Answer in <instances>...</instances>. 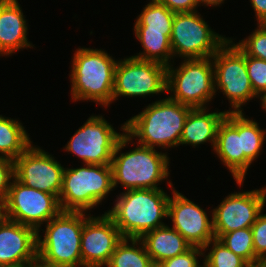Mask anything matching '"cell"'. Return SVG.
Here are the masks:
<instances>
[{
    "label": "cell",
    "instance_id": "7c38bea8",
    "mask_svg": "<svg viewBox=\"0 0 266 267\" xmlns=\"http://www.w3.org/2000/svg\"><path fill=\"white\" fill-rule=\"evenodd\" d=\"M167 66L133 56L117 62L114 72L113 102L119 96L145 97L166 92Z\"/></svg>",
    "mask_w": 266,
    "mask_h": 267
},
{
    "label": "cell",
    "instance_id": "836d02e7",
    "mask_svg": "<svg viewBox=\"0 0 266 267\" xmlns=\"http://www.w3.org/2000/svg\"><path fill=\"white\" fill-rule=\"evenodd\" d=\"M174 13L193 12L199 7L198 0H157ZM198 6V7H197Z\"/></svg>",
    "mask_w": 266,
    "mask_h": 267
},
{
    "label": "cell",
    "instance_id": "7bdbcfd3",
    "mask_svg": "<svg viewBox=\"0 0 266 267\" xmlns=\"http://www.w3.org/2000/svg\"><path fill=\"white\" fill-rule=\"evenodd\" d=\"M4 217L3 204L0 202V221Z\"/></svg>",
    "mask_w": 266,
    "mask_h": 267
},
{
    "label": "cell",
    "instance_id": "6da1fadb",
    "mask_svg": "<svg viewBox=\"0 0 266 267\" xmlns=\"http://www.w3.org/2000/svg\"><path fill=\"white\" fill-rule=\"evenodd\" d=\"M192 107L171 98L149 104L142 112L125 122V133L138 144L155 149L180 146L184 123Z\"/></svg>",
    "mask_w": 266,
    "mask_h": 267
},
{
    "label": "cell",
    "instance_id": "9c48e42d",
    "mask_svg": "<svg viewBox=\"0 0 266 267\" xmlns=\"http://www.w3.org/2000/svg\"><path fill=\"white\" fill-rule=\"evenodd\" d=\"M197 11L175 13L170 37L174 56L185 60L212 57L229 39L214 32Z\"/></svg>",
    "mask_w": 266,
    "mask_h": 267
},
{
    "label": "cell",
    "instance_id": "d6a6232c",
    "mask_svg": "<svg viewBox=\"0 0 266 267\" xmlns=\"http://www.w3.org/2000/svg\"><path fill=\"white\" fill-rule=\"evenodd\" d=\"M15 178V164L14 161L7 158L0 157V202L3 204L12 181Z\"/></svg>",
    "mask_w": 266,
    "mask_h": 267
},
{
    "label": "cell",
    "instance_id": "f546056e",
    "mask_svg": "<svg viewBox=\"0 0 266 267\" xmlns=\"http://www.w3.org/2000/svg\"><path fill=\"white\" fill-rule=\"evenodd\" d=\"M237 45L248 55L266 61V31L259 26L246 39H242Z\"/></svg>",
    "mask_w": 266,
    "mask_h": 267
},
{
    "label": "cell",
    "instance_id": "3957f363",
    "mask_svg": "<svg viewBox=\"0 0 266 267\" xmlns=\"http://www.w3.org/2000/svg\"><path fill=\"white\" fill-rule=\"evenodd\" d=\"M130 141L132 139L125 133L115 147L111 161L113 188L120 184L126 190L160 189L157 183L170 174L169 157L140 144L126 153L120 152Z\"/></svg>",
    "mask_w": 266,
    "mask_h": 267
},
{
    "label": "cell",
    "instance_id": "4dcf8cb0",
    "mask_svg": "<svg viewBox=\"0 0 266 267\" xmlns=\"http://www.w3.org/2000/svg\"><path fill=\"white\" fill-rule=\"evenodd\" d=\"M203 248L192 246L186 252L175 256L173 258L167 259L156 267H202L199 265L197 256L200 257L204 255Z\"/></svg>",
    "mask_w": 266,
    "mask_h": 267
},
{
    "label": "cell",
    "instance_id": "ab89813d",
    "mask_svg": "<svg viewBox=\"0 0 266 267\" xmlns=\"http://www.w3.org/2000/svg\"><path fill=\"white\" fill-rule=\"evenodd\" d=\"M14 2H17V0H0V6L8 5Z\"/></svg>",
    "mask_w": 266,
    "mask_h": 267
},
{
    "label": "cell",
    "instance_id": "5bb4252c",
    "mask_svg": "<svg viewBox=\"0 0 266 267\" xmlns=\"http://www.w3.org/2000/svg\"><path fill=\"white\" fill-rule=\"evenodd\" d=\"M14 164L18 181L59 198L65 168L52 155L31 144Z\"/></svg>",
    "mask_w": 266,
    "mask_h": 267
},
{
    "label": "cell",
    "instance_id": "83f0119b",
    "mask_svg": "<svg viewBox=\"0 0 266 267\" xmlns=\"http://www.w3.org/2000/svg\"><path fill=\"white\" fill-rule=\"evenodd\" d=\"M213 246L207 255H203V265L206 267H247L249 264L234 252L229 250L222 242L217 238L212 239L203 250H206L209 246Z\"/></svg>",
    "mask_w": 266,
    "mask_h": 267
},
{
    "label": "cell",
    "instance_id": "5b68a950",
    "mask_svg": "<svg viewBox=\"0 0 266 267\" xmlns=\"http://www.w3.org/2000/svg\"><path fill=\"white\" fill-rule=\"evenodd\" d=\"M66 168L59 202L62 211L85 212L102 202L113 191L111 164Z\"/></svg>",
    "mask_w": 266,
    "mask_h": 267
},
{
    "label": "cell",
    "instance_id": "4fadbf2b",
    "mask_svg": "<svg viewBox=\"0 0 266 267\" xmlns=\"http://www.w3.org/2000/svg\"><path fill=\"white\" fill-rule=\"evenodd\" d=\"M266 203V187L226 196L212 211L213 233L225 234L253 225Z\"/></svg>",
    "mask_w": 266,
    "mask_h": 267
},
{
    "label": "cell",
    "instance_id": "d590c367",
    "mask_svg": "<svg viewBox=\"0 0 266 267\" xmlns=\"http://www.w3.org/2000/svg\"><path fill=\"white\" fill-rule=\"evenodd\" d=\"M28 267H61L57 266L55 264L46 262L44 259H42L40 256H36L31 261L28 262Z\"/></svg>",
    "mask_w": 266,
    "mask_h": 267
},
{
    "label": "cell",
    "instance_id": "8992f818",
    "mask_svg": "<svg viewBox=\"0 0 266 267\" xmlns=\"http://www.w3.org/2000/svg\"><path fill=\"white\" fill-rule=\"evenodd\" d=\"M84 212L62 211L46 223L43 239L38 234V256L61 267H82L81 236Z\"/></svg>",
    "mask_w": 266,
    "mask_h": 267
},
{
    "label": "cell",
    "instance_id": "f1b7e54d",
    "mask_svg": "<svg viewBox=\"0 0 266 267\" xmlns=\"http://www.w3.org/2000/svg\"><path fill=\"white\" fill-rule=\"evenodd\" d=\"M246 68L255 95L262 97L266 93V61L246 54Z\"/></svg>",
    "mask_w": 266,
    "mask_h": 267
},
{
    "label": "cell",
    "instance_id": "484cf974",
    "mask_svg": "<svg viewBox=\"0 0 266 267\" xmlns=\"http://www.w3.org/2000/svg\"><path fill=\"white\" fill-rule=\"evenodd\" d=\"M239 112V135H242V150L244 151V178L251 163L259 156L265 139V131L253 119L245 118Z\"/></svg>",
    "mask_w": 266,
    "mask_h": 267
},
{
    "label": "cell",
    "instance_id": "44dd1931",
    "mask_svg": "<svg viewBox=\"0 0 266 267\" xmlns=\"http://www.w3.org/2000/svg\"><path fill=\"white\" fill-rule=\"evenodd\" d=\"M140 240L143 242L146 252L151 257L155 267L192 247L177 230L170 228L168 225L147 232Z\"/></svg>",
    "mask_w": 266,
    "mask_h": 267
},
{
    "label": "cell",
    "instance_id": "2e32d148",
    "mask_svg": "<svg viewBox=\"0 0 266 267\" xmlns=\"http://www.w3.org/2000/svg\"><path fill=\"white\" fill-rule=\"evenodd\" d=\"M173 196L168 201V215L173 227L177 230L192 246L204 248L212 239L213 221L203 208L190 201L175 188H171Z\"/></svg>",
    "mask_w": 266,
    "mask_h": 267
},
{
    "label": "cell",
    "instance_id": "ba28073f",
    "mask_svg": "<svg viewBox=\"0 0 266 267\" xmlns=\"http://www.w3.org/2000/svg\"><path fill=\"white\" fill-rule=\"evenodd\" d=\"M215 92L222 90L233 110L242 112L241 106L255 95L246 68V53L232 39H228L212 56ZM217 88V89H216Z\"/></svg>",
    "mask_w": 266,
    "mask_h": 267
},
{
    "label": "cell",
    "instance_id": "ffe728a7",
    "mask_svg": "<svg viewBox=\"0 0 266 267\" xmlns=\"http://www.w3.org/2000/svg\"><path fill=\"white\" fill-rule=\"evenodd\" d=\"M207 108H192L185 120L180 144H188L194 147L204 142L212 143L213 149L216 144L217 129L224 119L227 111L209 112Z\"/></svg>",
    "mask_w": 266,
    "mask_h": 267
},
{
    "label": "cell",
    "instance_id": "7402d4cb",
    "mask_svg": "<svg viewBox=\"0 0 266 267\" xmlns=\"http://www.w3.org/2000/svg\"><path fill=\"white\" fill-rule=\"evenodd\" d=\"M19 120L0 115V157L15 160L30 145L29 135Z\"/></svg>",
    "mask_w": 266,
    "mask_h": 267
},
{
    "label": "cell",
    "instance_id": "cb8c5ba5",
    "mask_svg": "<svg viewBox=\"0 0 266 267\" xmlns=\"http://www.w3.org/2000/svg\"><path fill=\"white\" fill-rule=\"evenodd\" d=\"M128 242H131V244L129 245ZM106 266L155 267L151 260V257L146 252L143 242L140 239L135 238H123L115 248Z\"/></svg>",
    "mask_w": 266,
    "mask_h": 267
},
{
    "label": "cell",
    "instance_id": "8d00e7d4",
    "mask_svg": "<svg viewBox=\"0 0 266 267\" xmlns=\"http://www.w3.org/2000/svg\"><path fill=\"white\" fill-rule=\"evenodd\" d=\"M206 4L205 6H218L221 3H224V0H198V5L199 4Z\"/></svg>",
    "mask_w": 266,
    "mask_h": 267
},
{
    "label": "cell",
    "instance_id": "603a6c76",
    "mask_svg": "<svg viewBox=\"0 0 266 267\" xmlns=\"http://www.w3.org/2000/svg\"><path fill=\"white\" fill-rule=\"evenodd\" d=\"M144 50L133 57L169 66L173 59L170 37L172 32H134ZM172 57V58H171ZM170 59V60H169Z\"/></svg>",
    "mask_w": 266,
    "mask_h": 267
},
{
    "label": "cell",
    "instance_id": "277c9868",
    "mask_svg": "<svg viewBox=\"0 0 266 267\" xmlns=\"http://www.w3.org/2000/svg\"><path fill=\"white\" fill-rule=\"evenodd\" d=\"M117 62L102 49H76L70 74L72 100H92L108 107L113 101Z\"/></svg>",
    "mask_w": 266,
    "mask_h": 267
},
{
    "label": "cell",
    "instance_id": "9a60e30c",
    "mask_svg": "<svg viewBox=\"0 0 266 267\" xmlns=\"http://www.w3.org/2000/svg\"><path fill=\"white\" fill-rule=\"evenodd\" d=\"M123 235L113 219L105 212L102 216H86L81 236L82 267H103L110 260Z\"/></svg>",
    "mask_w": 266,
    "mask_h": 267
},
{
    "label": "cell",
    "instance_id": "52a82bcc",
    "mask_svg": "<svg viewBox=\"0 0 266 267\" xmlns=\"http://www.w3.org/2000/svg\"><path fill=\"white\" fill-rule=\"evenodd\" d=\"M167 66L166 92L174 101L192 108H207L216 95L212 57L182 61L176 69Z\"/></svg>",
    "mask_w": 266,
    "mask_h": 267
},
{
    "label": "cell",
    "instance_id": "74e56055",
    "mask_svg": "<svg viewBox=\"0 0 266 267\" xmlns=\"http://www.w3.org/2000/svg\"><path fill=\"white\" fill-rule=\"evenodd\" d=\"M251 265L253 267H266V258H258Z\"/></svg>",
    "mask_w": 266,
    "mask_h": 267
},
{
    "label": "cell",
    "instance_id": "1f68e13d",
    "mask_svg": "<svg viewBox=\"0 0 266 267\" xmlns=\"http://www.w3.org/2000/svg\"><path fill=\"white\" fill-rule=\"evenodd\" d=\"M255 261L258 258H266V214H259L251 226Z\"/></svg>",
    "mask_w": 266,
    "mask_h": 267
},
{
    "label": "cell",
    "instance_id": "e0dca14e",
    "mask_svg": "<svg viewBox=\"0 0 266 267\" xmlns=\"http://www.w3.org/2000/svg\"><path fill=\"white\" fill-rule=\"evenodd\" d=\"M38 231L3 217L0 221V267L28 263L38 255Z\"/></svg>",
    "mask_w": 266,
    "mask_h": 267
},
{
    "label": "cell",
    "instance_id": "e575fe53",
    "mask_svg": "<svg viewBox=\"0 0 266 267\" xmlns=\"http://www.w3.org/2000/svg\"><path fill=\"white\" fill-rule=\"evenodd\" d=\"M251 6L255 11L257 21L266 15V0H250Z\"/></svg>",
    "mask_w": 266,
    "mask_h": 267
},
{
    "label": "cell",
    "instance_id": "ac0fdd59",
    "mask_svg": "<svg viewBox=\"0 0 266 267\" xmlns=\"http://www.w3.org/2000/svg\"><path fill=\"white\" fill-rule=\"evenodd\" d=\"M214 152L241 186L244 181V151L242 135H239V112H227L220 122Z\"/></svg>",
    "mask_w": 266,
    "mask_h": 267
},
{
    "label": "cell",
    "instance_id": "60d3db41",
    "mask_svg": "<svg viewBox=\"0 0 266 267\" xmlns=\"http://www.w3.org/2000/svg\"><path fill=\"white\" fill-rule=\"evenodd\" d=\"M260 99L262 102V108L266 110V93L262 97H260Z\"/></svg>",
    "mask_w": 266,
    "mask_h": 267
},
{
    "label": "cell",
    "instance_id": "30bf717a",
    "mask_svg": "<svg viewBox=\"0 0 266 267\" xmlns=\"http://www.w3.org/2000/svg\"><path fill=\"white\" fill-rule=\"evenodd\" d=\"M3 212L5 218L33 227L39 234L41 225L58 216L62 209L56 195L28 187L14 178Z\"/></svg>",
    "mask_w": 266,
    "mask_h": 267
},
{
    "label": "cell",
    "instance_id": "f35d334b",
    "mask_svg": "<svg viewBox=\"0 0 266 267\" xmlns=\"http://www.w3.org/2000/svg\"><path fill=\"white\" fill-rule=\"evenodd\" d=\"M258 26L266 31V15L257 22Z\"/></svg>",
    "mask_w": 266,
    "mask_h": 267
},
{
    "label": "cell",
    "instance_id": "7a4b0ae2",
    "mask_svg": "<svg viewBox=\"0 0 266 267\" xmlns=\"http://www.w3.org/2000/svg\"><path fill=\"white\" fill-rule=\"evenodd\" d=\"M114 207L106 213L124 238L140 239L144 234L164 226L168 218V196L163 189H131L120 194Z\"/></svg>",
    "mask_w": 266,
    "mask_h": 267
},
{
    "label": "cell",
    "instance_id": "8fae6325",
    "mask_svg": "<svg viewBox=\"0 0 266 267\" xmlns=\"http://www.w3.org/2000/svg\"><path fill=\"white\" fill-rule=\"evenodd\" d=\"M123 133H117L102 116H90L65 145V150L76 155L85 164H111L115 147L125 134V123L121 126Z\"/></svg>",
    "mask_w": 266,
    "mask_h": 267
},
{
    "label": "cell",
    "instance_id": "b9f144b4",
    "mask_svg": "<svg viewBox=\"0 0 266 267\" xmlns=\"http://www.w3.org/2000/svg\"><path fill=\"white\" fill-rule=\"evenodd\" d=\"M1 267H28V263H21L17 265H8V266H1Z\"/></svg>",
    "mask_w": 266,
    "mask_h": 267
},
{
    "label": "cell",
    "instance_id": "4316f807",
    "mask_svg": "<svg viewBox=\"0 0 266 267\" xmlns=\"http://www.w3.org/2000/svg\"><path fill=\"white\" fill-rule=\"evenodd\" d=\"M229 250L243 258L249 265L255 261L251 227L242 228L225 234H214Z\"/></svg>",
    "mask_w": 266,
    "mask_h": 267
},
{
    "label": "cell",
    "instance_id": "d6986e66",
    "mask_svg": "<svg viewBox=\"0 0 266 267\" xmlns=\"http://www.w3.org/2000/svg\"><path fill=\"white\" fill-rule=\"evenodd\" d=\"M26 22L18 1L0 6V56L33 47L27 38Z\"/></svg>",
    "mask_w": 266,
    "mask_h": 267
},
{
    "label": "cell",
    "instance_id": "d4e9b609",
    "mask_svg": "<svg viewBox=\"0 0 266 267\" xmlns=\"http://www.w3.org/2000/svg\"><path fill=\"white\" fill-rule=\"evenodd\" d=\"M175 13L157 0H151L134 25V32H172Z\"/></svg>",
    "mask_w": 266,
    "mask_h": 267
}]
</instances>
